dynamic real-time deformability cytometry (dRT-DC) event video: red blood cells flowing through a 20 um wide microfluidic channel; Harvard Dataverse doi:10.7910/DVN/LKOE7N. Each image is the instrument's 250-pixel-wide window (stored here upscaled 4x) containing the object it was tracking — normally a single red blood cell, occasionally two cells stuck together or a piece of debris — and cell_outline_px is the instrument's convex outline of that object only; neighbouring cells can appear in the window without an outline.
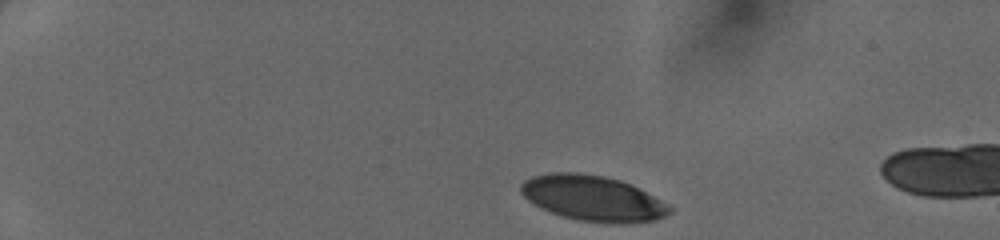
{"species": "human", "species_latin": "Homo sapiens", "temperature_condition": "cold", "stored_images_in_passage": 8, "camera_frame_rate_fps": 3000, "um_per_image_px": 0.085, "donor": {"sex": "female"}, "frame": {"image": 1, "passage_image": 1, "time_ms": 0.0, "image_size_px": [1000, 240], "cell_outline_px": [[672, 212], [664, 216], [652, 220], [620, 224], [580, 220], [564, 216], [540, 208], [528, 200], [520, 192], [520, 184], [524, 180], [532, 176], [548, 172], [576, 172], [604, 176], [620, 180], [632, 184], [640, 188], [668, 204], [672, 208]], "centroid_in_image_um": [50.38, 16.83], "position_along_channel_um": 34.6, "area_um2": 39.36}}